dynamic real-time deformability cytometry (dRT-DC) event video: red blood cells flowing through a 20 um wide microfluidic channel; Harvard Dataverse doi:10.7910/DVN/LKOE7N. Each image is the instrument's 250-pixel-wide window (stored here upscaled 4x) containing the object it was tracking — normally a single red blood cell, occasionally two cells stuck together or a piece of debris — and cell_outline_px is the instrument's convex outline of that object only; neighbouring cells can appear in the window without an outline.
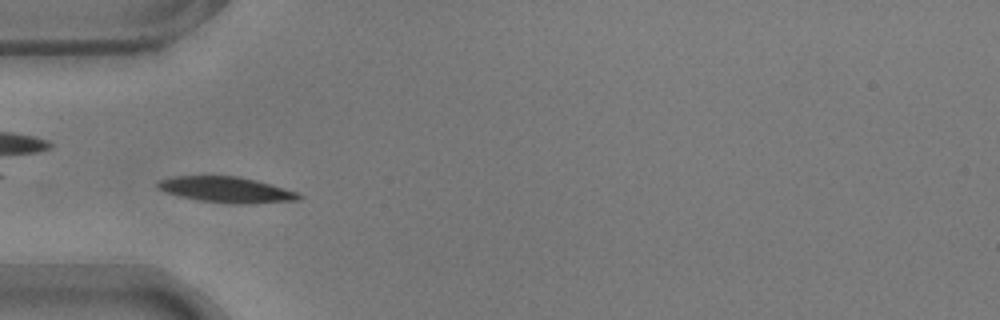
{"species": "common noctule bat (a hibernating species)", "species_latin": "Nyctalus noctula", "temperature_condition": "warm", "stored_images_in_passage": 50, "camera_frame_rate_fps": 3000, "um_per_image_px": 0.085, "animal": {"sex": "male", "body_mass_g": 17.9}, "frame": {"image": 1, "passage_image": 13, "time_ms": 4.0, "image_size_px": [1000, 320], "cell_outline_px": [[300, 200], [248, 204], [232, 204], [200, 200], [180, 196], [164, 192], [156, 188], [156, 180], [172, 176], [236, 176], [256, 180], [272, 184], [300, 192]], "centroid_in_image_um": [19.22, 16.12], "position_along_channel_um": 65.8, "area_um2": 21.44}}
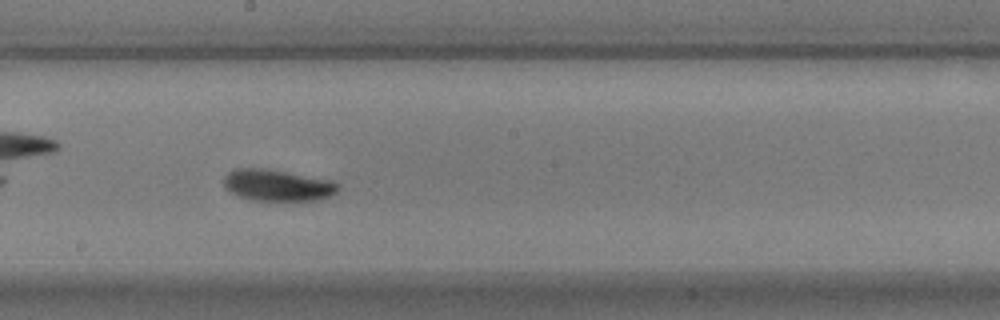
{"frame": {"image": 2, "passage_image": 26, "time_ms": 8.333, "image_size_px": [1000, 320], "cell_outline_px": [[340, 188], [336, 192], [328, 196], [316, 200], [248, 200], [228, 192], [224, 188], [224, 176], [228, 172], [236, 168], [260, 168], [288, 172], [332, 180], [340, 184]], "centroid_in_image_um": [23.55, 15.74], "position_along_channel_um": 224.7, "area_um2": 21.1}}
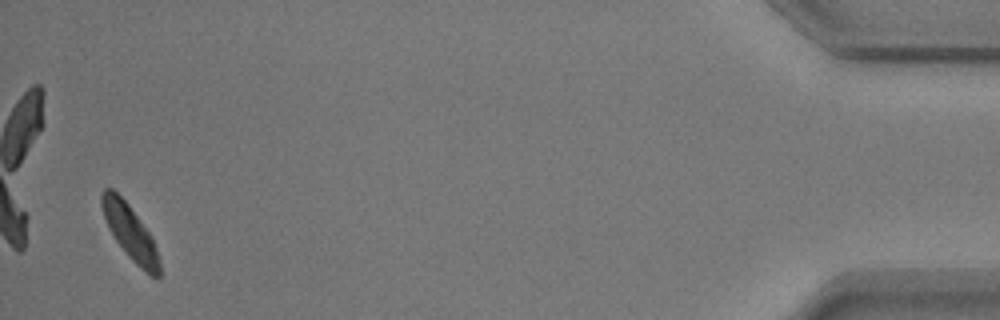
{"frame": {"image": 3, "passage_image": 49, "time_ms": 16.0, "image_size_px": [1000, 320], "cell_outline_px": [[160, 276], [156, 280], [136, 264], [128, 256], [116, 240], [108, 228], [100, 204], [100, 196], [104, 188], [112, 188], [128, 204], [152, 236], [160, 260]], "centroid_in_image_um": [11.06, 19.76], "position_along_channel_um": 424.1, "area_um2": 18.32}, "authors_computed_cell_mechanics": {"area_um2": 19.6809, "velocity_mm_per_s": 3.6837, "shape_relaxation_time_tau1_ms": 1.7971, "shape_relaxation_time_tau2_ms": 2.6238, "deformation_change_tau1": 0.117, "deformation_change_tau2": 0.0737}}